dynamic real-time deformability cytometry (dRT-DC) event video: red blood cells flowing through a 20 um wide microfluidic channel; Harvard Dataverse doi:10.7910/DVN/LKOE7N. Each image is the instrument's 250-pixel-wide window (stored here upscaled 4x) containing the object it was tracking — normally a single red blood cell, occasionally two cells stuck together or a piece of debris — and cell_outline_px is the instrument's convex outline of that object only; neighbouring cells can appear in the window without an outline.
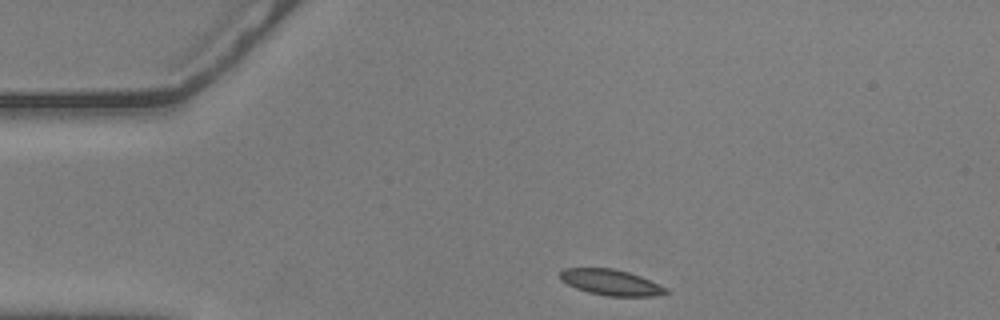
{"species": "common noctule bat (a hibernating species)", "species_latin": "Nyctalus noctula", "temperature_condition": "warm", "stored_images_in_passage": 46, "camera_frame_rate_fps": 3000, "um_per_image_px": 0.085, "animal": {"sex": "male", "body_mass_g": 20.5, "forearm_length_mm": 52.5}, "frame": {"image": 1, "passage_image": 1, "time_ms": 0.0, "image_size_px": [1000, 320], "cell_outline_px": [[672, 292], [652, 296], [608, 296], [588, 292], [576, 288], [560, 280], [560, 272], [564, 268], [612, 268], [628, 272], [640, 276], [668, 288]], "centroid_in_image_um": [51.94, 24.0], "position_along_channel_um": 33.1, "area_um2": 15.9}}
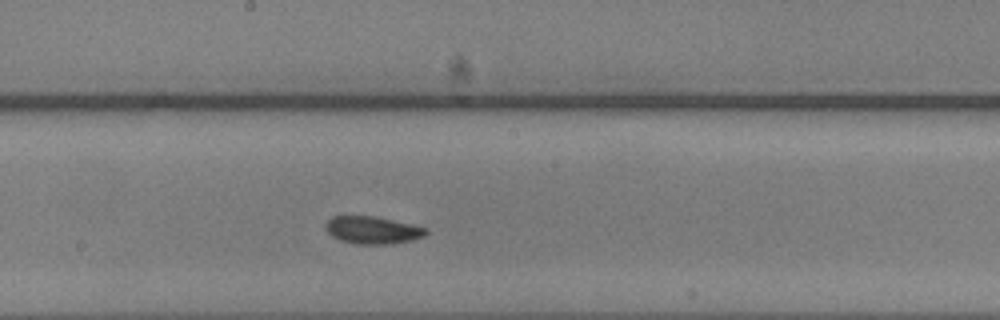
{"frame": {"image": 2, "passage_image": 20, "time_ms": 6.333, "image_size_px": [1000, 320], "cell_outline_px": [[428, 232], [424, 236], [412, 240], [392, 244], [352, 244], [340, 240], [332, 236], [324, 228], [328, 220], [332, 216], [376, 216], [412, 224], [428, 228]], "centroid_in_image_um": [31.68, 19.56], "position_along_channel_um": 216.5, "area_um2": 16.24}}
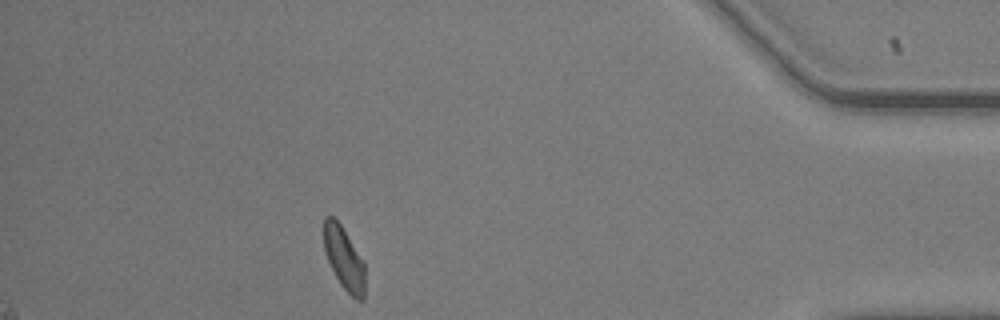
{"frame": {"image": 3, "passage_image": 40, "time_ms": 13.0, "image_size_px": [1000, 320], "cell_outline_px": [[364, 300], [356, 300], [340, 284], [324, 252], [324, 216], [332, 216], [340, 224], [364, 260]], "centroid_in_image_um": [29.25, 21.96], "position_along_channel_um": 406.0, "area_um2": 14.91}, "authors_computed_cell_mechanics": {"area_um2": 16.0973, "velocity_mm_per_s": 3.5792, "shape_relaxation_time_tau1_ms": 3.3326, "shape_relaxation_time_tau2_ms": 2.5297, "deformation_change_tau1": 0.1038, "deformation_change_tau2": 0.0704}}